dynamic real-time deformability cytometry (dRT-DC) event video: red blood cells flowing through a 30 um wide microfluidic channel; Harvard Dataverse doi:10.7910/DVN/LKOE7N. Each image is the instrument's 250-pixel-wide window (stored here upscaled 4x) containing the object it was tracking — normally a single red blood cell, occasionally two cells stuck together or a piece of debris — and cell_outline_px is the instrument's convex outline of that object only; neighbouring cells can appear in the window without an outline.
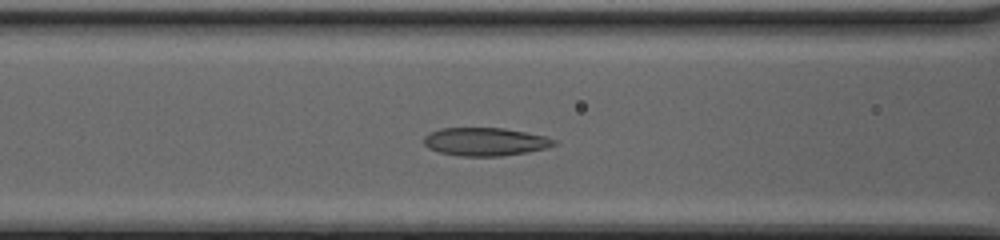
{"species": "common noctule bat (a hibernating species)", "species_latin": "Nyctalus noctula", "temperature_condition": "cold", "stored_images_in_passage": 44, "camera_frame_rate_fps": 3000, "um_per_image_px": 0.085, "animal": {"sex": "female", "body_mass_g": 20.0, "forearm_length_mm": 54.0}, "frame": {"image": 1, "passage_image": 16, "time_ms": 5.0, "image_size_px": [1000, 240], "cell_outline_px": [[560, 144], [548, 148], [528, 152], [500, 156], [460, 156], [440, 152], [428, 148], [424, 144], [424, 136], [428, 132], [440, 128], [504, 128], [544, 136], [556, 140]], "centroid_in_image_um": [41.25, 12.04], "position_along_channel_um": 125.3, "area_um2": 21.5}}
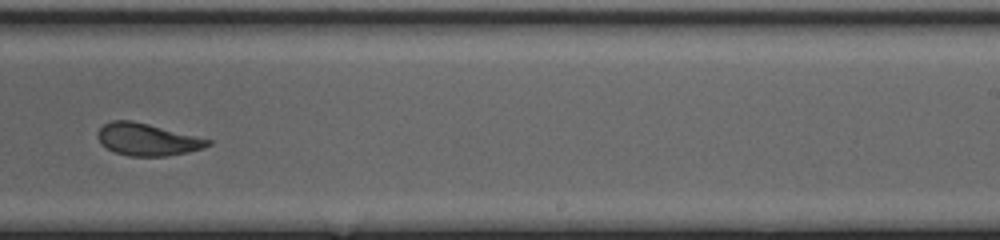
{"frame": {"image": 2, "passage_image": 27, "time_ms": 8.667, "image_size_px": [1000, 240], "cell_outline_px": [[212, 144], [204, 148], [188, 152], [164, 156], [128, 156], [116, 152], [100, 144], [96, 136], [96, 132], [104, 124], [112, 120], [132, 120], [212, 140]], "centroid_in_image_um": [12.49, 11.85], "position_along_channel_um": 276.5, "area_um2": 20.63}}
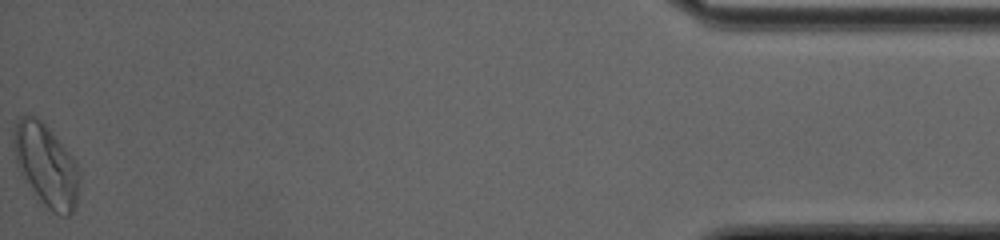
{"frame": {"image": 3, "passage_image": 44, "time_ms": 14.333, "image_size_px": [1000, 240], "cell_outline_px": [[80, 180], [76, 208], [68, 216], [60, 216], [52, 212], [40, 200], [20, 172], [16, 160], [12, 144], [12, 136], [16, 120], [20, 116], [36, 116], [52, 132], [72, 156], [80, 172]], "centroid_in_image_um": [3.93, 14.05], "position_along_channel_um": 431.3, "area_um2": 31.5}, "authors_computed_cell_mechanics": {"area_um2": 22.7443, "velocity_mm_per_s": 4.1304, "shape_relaxation_time_tau1_ms": 5.5929, "shape_relaxation_time_tau2_ms": 1.2872, "deformation_change_tau1": 0.1606, "deformation_change_tau2": 0.0898}}